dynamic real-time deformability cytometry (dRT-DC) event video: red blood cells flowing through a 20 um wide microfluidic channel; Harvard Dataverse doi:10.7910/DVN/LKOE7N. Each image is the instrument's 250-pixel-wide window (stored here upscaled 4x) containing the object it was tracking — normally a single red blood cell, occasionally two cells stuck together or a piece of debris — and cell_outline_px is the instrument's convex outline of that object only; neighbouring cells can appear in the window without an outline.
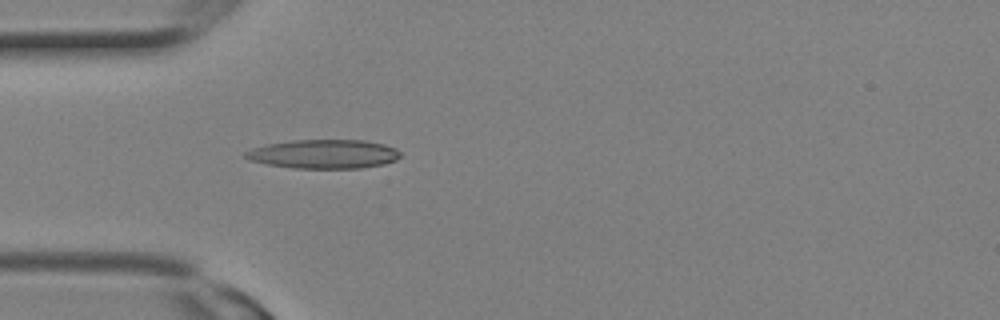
{"species": "Egyptian fruit bat (a non-hibernating species)", "species_latin": "Rousettus aegyptiacus", "temperature_condition": "room temperature", "stored_images_in_passage": 1, "camera_frame_rate_fps": 3000, "um_per_image_px": 0.085, "animal": {"sex": "female"}, "frame": {"image": 1, "passage_image": 1, "time_ms": 0.0, "image_size_px": [1000, 320], "cell_outline_px": [[400, 156], [396, 160], [384, 164], [360, 168], [296, 168], [268, 164], [248, 160], [240, 156], [244, 152], [252, 148], [268, 144], [292, 140], [364, 140], [384, 144], [396, 148], [400, 152]], "centroid_in_image_um": [27.5, 13.09], "position_along_channel_um": 57.5, "area_um2": 26.24}}